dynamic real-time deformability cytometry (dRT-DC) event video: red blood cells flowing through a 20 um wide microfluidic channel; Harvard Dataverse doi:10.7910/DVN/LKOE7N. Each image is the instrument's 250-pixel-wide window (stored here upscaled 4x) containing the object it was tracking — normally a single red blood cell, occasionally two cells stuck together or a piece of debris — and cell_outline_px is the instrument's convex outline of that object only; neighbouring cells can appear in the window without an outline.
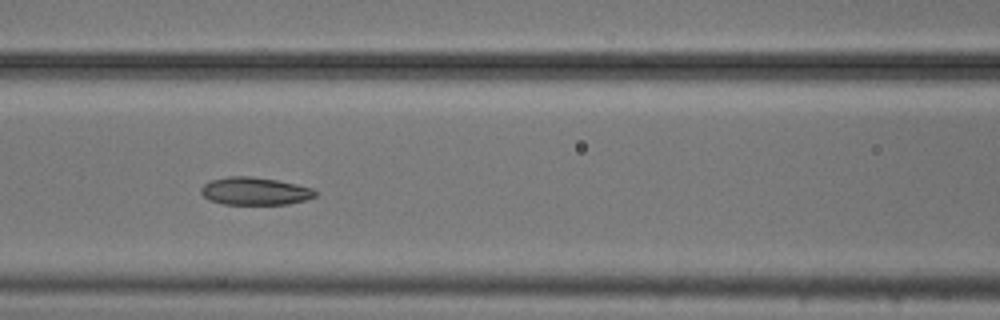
{"species": "common noctule bat (a hibernating species)", "species_latin": "Nyctalus noctula", "temperature_condition": "cold", "stored_images_in_passage": 7, "camera_frame_rate_fps": 3000, "um_per_image_px": 0.085, "animal": {"sex": "male", "body_mass_g": 20.5, "forearm_length_mm": 52.5}, "frame": {"image": 1, "passage_image": 6, "time_ms": 1.667, "image_size_px": [1000, 320], "cell_outline_px": [[316, 196], [304, 200], [288, 204], [224, 204], [208, 200], [200, 192], [200, 188], [204, 184], [212, 180], [228, 176], [252, 176], [276, 180], [296, 184], [312, 188], [316, 192]], "centroid_in_image_um": [21.64, 16.24], "position_along_channel_um": 145.0, "area_um2": 18.38}}
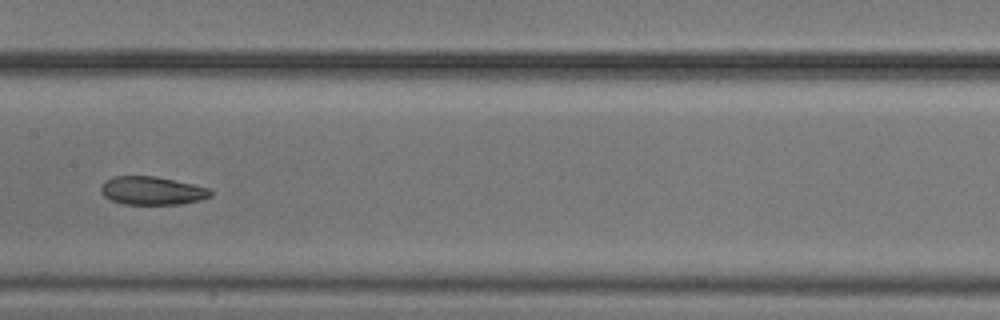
{"frame": {"image": 2, "passage_image": 7, "time_ms": 2.0, "image_size_px": [1000, 320], "cell_outline_px": [[212, 196], [200, 200], [180, 204], [124, 204], [112, 200], [104, 196], [100, 192], [100, 188], [104, 180], [112, 176], [156, 176], [192, 184], [208, 188], [212, 192]], "centroid_in_image_um": [12.89, 16.2], "position_along_channel_um": 194.5, "area_um2": 18.09}}